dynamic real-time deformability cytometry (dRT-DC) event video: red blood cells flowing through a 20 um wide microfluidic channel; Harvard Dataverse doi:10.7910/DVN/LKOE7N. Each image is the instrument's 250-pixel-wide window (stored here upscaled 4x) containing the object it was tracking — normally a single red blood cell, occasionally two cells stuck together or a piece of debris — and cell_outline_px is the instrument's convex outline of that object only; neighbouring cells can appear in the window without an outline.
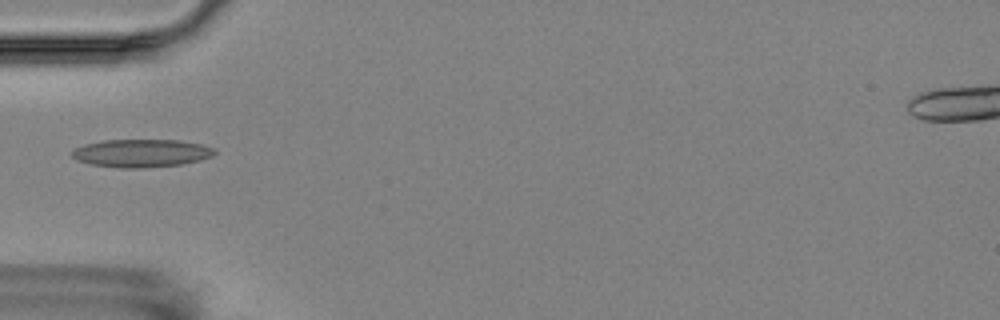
{"species": "Egyptian fruit bat (a non-hibernating species)", "species_latin": "Rousettus aegyptiacus", "temperature_condition": "room temperature", "stored_images_in_passage": 12, "camera_frame_rate_fps": 3000, "um_per_image_px": 0.085, "animal": {"sex": "female"}, "frame": {"image": 1, "passage_image": 1, "time_ms": 0.0, "image_size_px": [1000, 320], "cell_outline_px": [[216, 152], [212, 156], [200, 160], [180, 164], [144, 168], [120, 168], [92, 164], [76, 160], [72, 156], [72, 152], [76, 148], [84, 144], [104, 140], [176, 140], [200, 144], [216, 148]], "centroid_in_image_um": [12.02, 13.02], "position_along_channel_um": 73.0, "area_um2": 23.12}}
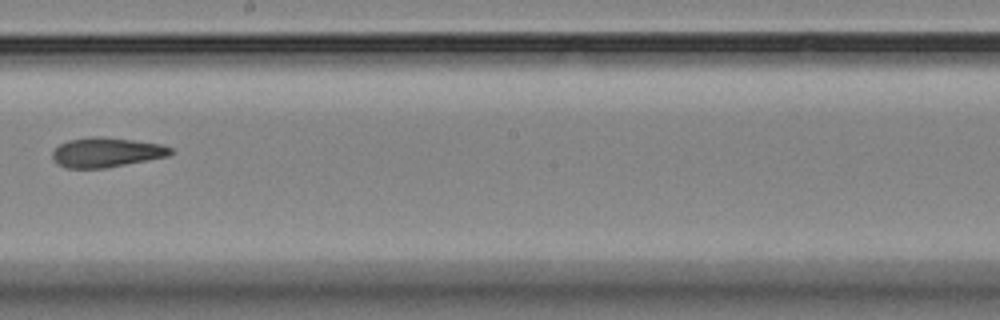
{"frame": {"image": 2, "passage_image": 5, "time_ms": 4.667, "image_size_px": [1000, 320], "cell_outline_px": [[172, 152], [168, 156], [104, 168], [68, 168], [60, 164], [52, 156], [52, 152], [60, 144], [68, 140], [88, 136], [96, 136], [132, 140], [160, 144], [172, 148]], "centroid_in_image_um": [9.03, 12.94], "position_along_channel_um": 239.2, "area_um2": 20.06}}
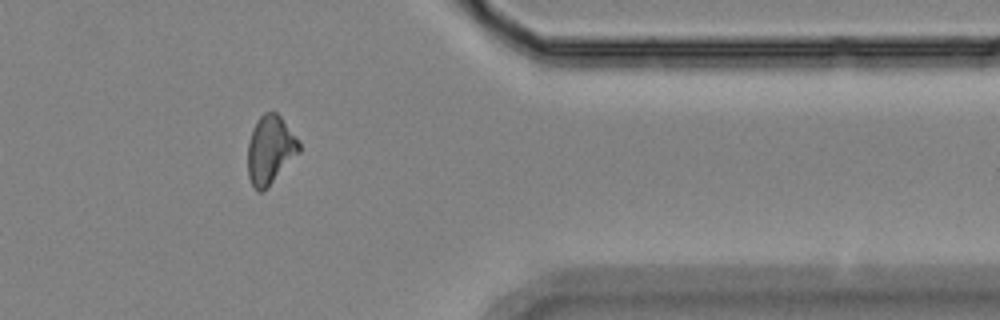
{"frame": {"image": 3, "passage_image": 9, "time_ms": 9.333, "image_size_px": [1000, 320], "cell_outline_px": [[300, 152], [268, 188], [260, 192], [252, 184], [248, 176], [248, 144], [252, 128], [256, 120], [264, 112], [276, 112], [280, 116], [300, 144]], "centroid_in_image_um": [22.95, 12.74], "position_along_channel_um": 388.4, "area_um2": 20.35}}